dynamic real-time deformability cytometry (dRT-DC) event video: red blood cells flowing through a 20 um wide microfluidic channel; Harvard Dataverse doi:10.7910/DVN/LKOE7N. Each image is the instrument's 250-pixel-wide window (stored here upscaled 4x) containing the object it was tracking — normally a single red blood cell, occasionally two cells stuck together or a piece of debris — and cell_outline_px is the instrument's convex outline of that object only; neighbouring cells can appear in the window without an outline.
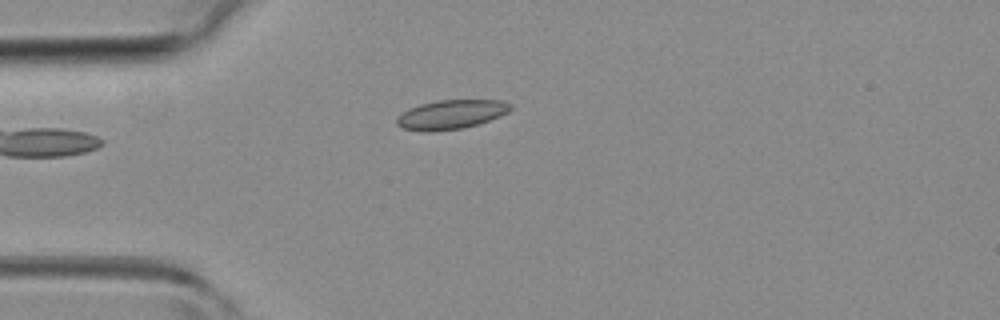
{"species": "common noctule bat (a hibernating species)", "species_latin": "Nyctalus noctula", "temperature_condition": "room temperature", "stored_images_in_passage": 34, "camera_frame_rate_fps": 3000, "um_per_image_px": 0.085, "animal": {"sex": "female", "body_mass_g": 19.3, "forearm_length_mm": 54.1}, "frame": {"image": 1, "passage_image": 1, "time_ms": 0.0, "image_size_px": [1000, 320], "cell_outline_px": [[512, 108], [508, 112], [500, 116], [464, 128], [436, 132], [424, 132], [404, 128], [396, 124], [396, 120], [408, 108], [420, 104], [440, 100], [500, 100], [512, 104]], "centroid_in_image_um": [38.35, 9.74], "position_along_channel_um": 46.7, "area_um2": 19.31}}
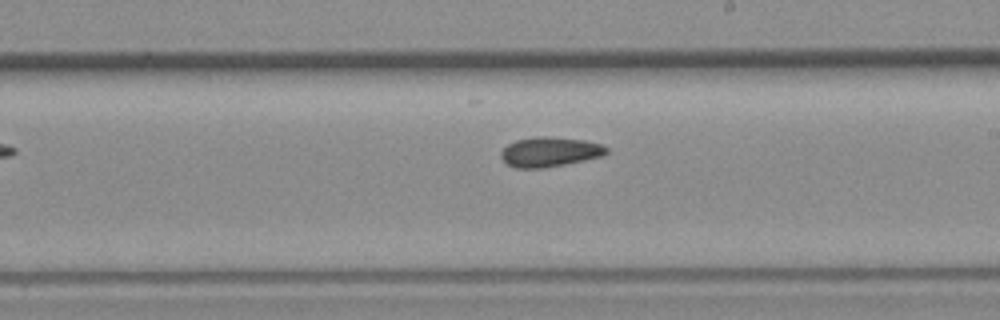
{"frame": {"image": 2, "passage_image": 15, "time_ms": 4.667, "image_size_px": [1000, 320], "cell_outline_px": [[608, 152], [604, 156], [544, 168], [516, 168], [508, 164], [500, 156], [500, 152], [508, 144], [516, 140], [544, 136], [584, 140], [600, 144], [608, 148]], "centroid_in_image_um": [46.74, 12.92], "position_along_channel_um": 242.3, "area_um2": 18.09}}
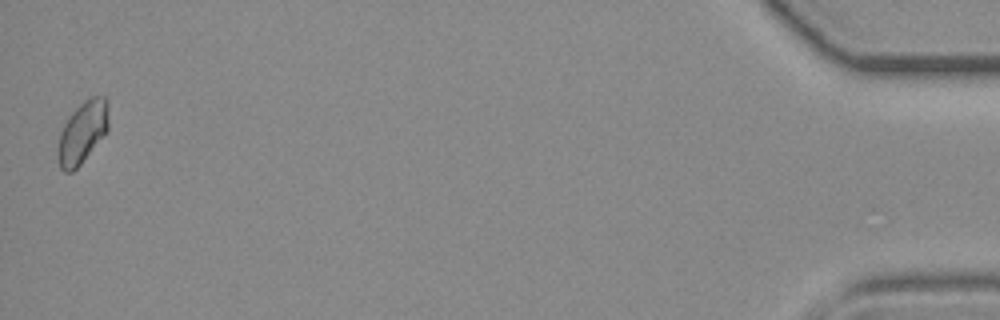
{"frame": {"image": 3, "passage_image": 34, "time_ms": 11.0, "image_size_px": [1000, 320], "cell_outline_px": [[108, 128], [80, 164], [72, 172], [64, 172], [60, 168], [56, 156], [56, 148], [60, 132], [68, 116], [88, 96], [104, 96], [108, 100]], "centroid_in_image_um": [6.96, 11.23], "position_along_channel_um": 428.2, "area_um2": 18.32}}